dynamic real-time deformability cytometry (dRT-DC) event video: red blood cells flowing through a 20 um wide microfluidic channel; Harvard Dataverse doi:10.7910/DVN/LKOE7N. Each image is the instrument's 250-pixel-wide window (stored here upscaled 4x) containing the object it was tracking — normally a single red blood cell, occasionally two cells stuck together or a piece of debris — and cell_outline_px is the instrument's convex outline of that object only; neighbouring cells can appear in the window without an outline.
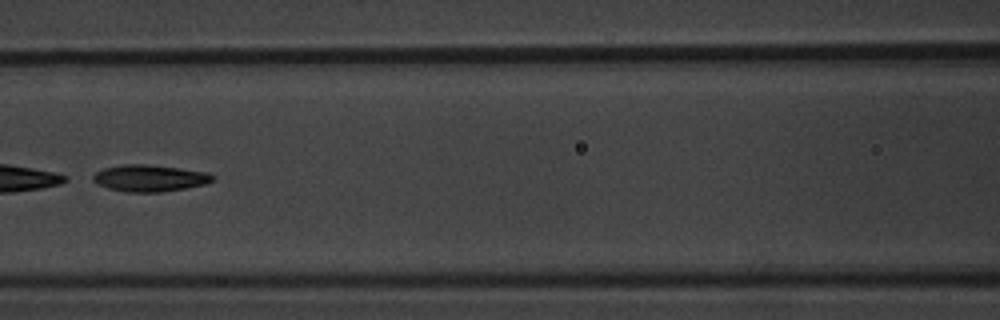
{"species": "common noctule bat (a hibernating species)", "species_latin": "Nyctalus noctula", "temperature_condition": "warm", "stored_images_in_passage": 8, "camera_frame_rate_fps": 3000, "um_per_image_px": 0.085, "animal": {"sex": "male", "body_mass_g": 20.1, "forearm_length_mm": 53.5}, "frame": {"image": 1, "passage_image": 8, "time_ms": 8.333, "image_size_px": [1000, 320], "cell_outline_px": [[216, 180], [204, 184], [184, 188], [160, 192], [128, 192], [108, 188], [96, 184], [92, 180], [92, 176], [96, 172], [104, 168], [124, 164], [148, 164], [180, 168], [208, 172], [216, 176]], "centroid_in_image_um": [12.73, 15.13], "position_along_channel_um": 153.9, "area_um2": 18.73}}